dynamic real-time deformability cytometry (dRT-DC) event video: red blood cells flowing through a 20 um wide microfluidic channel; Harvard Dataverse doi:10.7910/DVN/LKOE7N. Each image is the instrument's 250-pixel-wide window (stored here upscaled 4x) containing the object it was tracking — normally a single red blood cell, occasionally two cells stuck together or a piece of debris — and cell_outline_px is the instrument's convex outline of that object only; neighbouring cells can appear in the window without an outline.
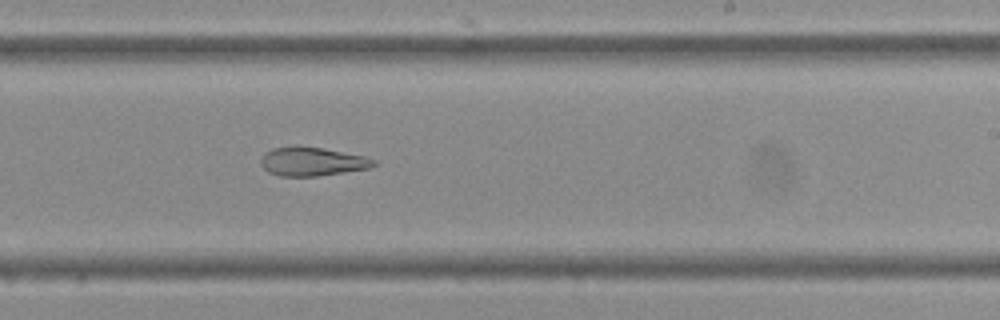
{"species": "Egyptian fruit bat (a non-hibernating species)", "species_latin": "Rousettus aegyptiacus", "temperature_condition": "cold", "stored_images_in_passage": 44, "camera_frame_rate_fps": 3000, "um_per_image_px": 0.085, "frame": {"image": 1, "passage_image": 26, "time_ms": 8.333, "image_size_px": [1000, 320], "cell_outline_px": [[376, 164], [372, 168], [316, 176], [280, 176], [268, 172], [260, 164], [260, 160], [264, 152], [272, 148], [324, 148], [364, 156], [376, 160]], "centroid_in_image_um": [26.55, 13.76], "position_along_channel_um": 262.4, "area_um2": 18.55}}